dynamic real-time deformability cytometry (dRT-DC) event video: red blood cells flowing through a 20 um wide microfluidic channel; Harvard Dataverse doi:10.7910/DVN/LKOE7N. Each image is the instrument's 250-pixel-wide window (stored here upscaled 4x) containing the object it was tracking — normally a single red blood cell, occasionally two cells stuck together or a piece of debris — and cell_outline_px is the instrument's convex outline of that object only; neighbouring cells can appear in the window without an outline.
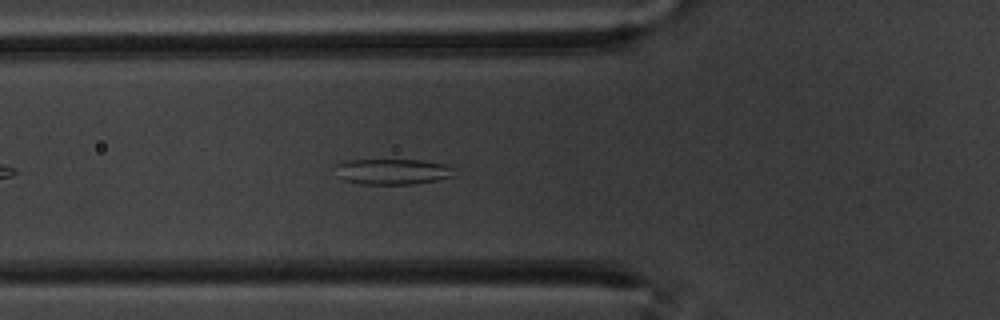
{"species": "common noctule bat (a hibernating species)", "species_latin": "Nyctalus noctula", "temperature_condition": "warm", "stored_images_in_passage": 45, "camera_frame_rate_fps": 3000, "um_per_image_px": 0.085, "animal": {"sex": "male", "body_mass_g": 20.1, "forearm_length_mm": 53.5}, "frame": {"image": 1, "passage_image": 8, "time_ms": 2.333, "image_size_px": [1000, 320], "cell_outline_px": [[456, 176], [436, 180], [412, 184], [364, 184], [344, 180], [336, 176], [336, 164], [348, 160], [420, 160], [448, 164], [452, 168]], "centroid_in_image_um": [33.38, 14.58], "position_along_channel_um": 92.4, "area_um2": 17.86}}
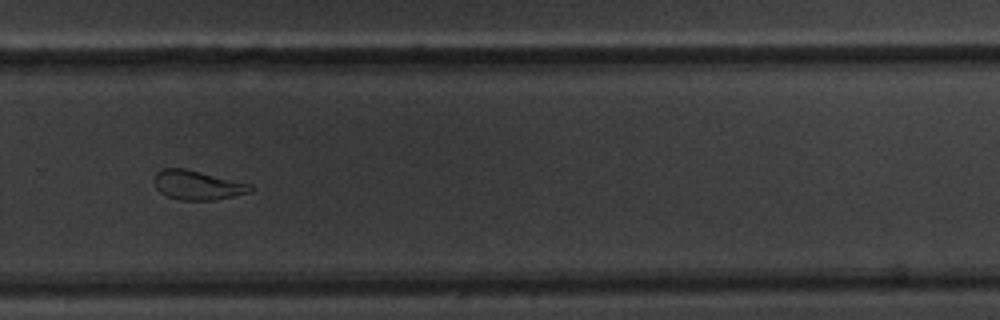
{"frame": {"image": 2, "passage_image": 27, "time_ms": 8.667, "image_size_px": [1000, 320], "cell_outline_px": [[252, 192], [212, 200], [180, 200], [168, 196], [160, 192], [156, 188], [152, 180], [156, 172], [164, 168], [184, 168], [252, 184]], "centroid_in_image_um": [16.76, 15.73], "position_along_channel_um": 313.0, "area_um2": 16.42}}
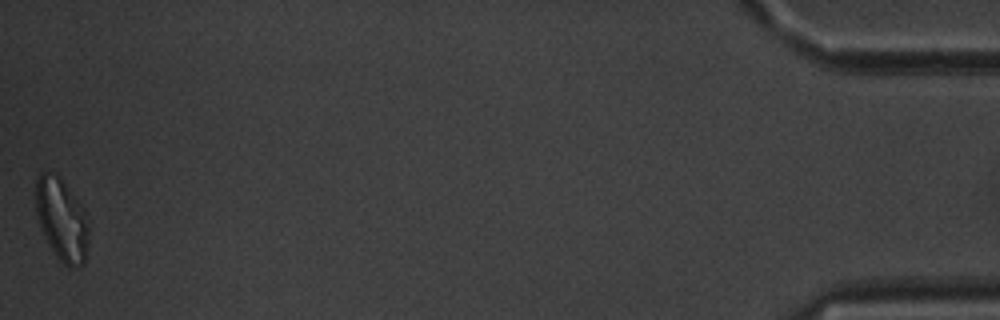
{"frame": {"image": 3, "passage_image": 45, "time_ms": 14.667, "image_size_px": [1000, 320], "cell_outline_px": [[88, 244], [84, 264], [76, 268], [68, 268], [56, 256], [48, 244], [44, 236], [36, 212], [36, 180], [40, 172], [48, 172], [60, 176], [84, 208], [88, 220]], "centroid_in_image_um": [5.27, 18.68], "position_along_channel_um": 429.9, "area_um2": 25.66}, "authors_computed_cell_mechanics": {"area_um2": 17.9758, "velocity_mm_per_s": 3.4767, "shape_relaxation_time_tau1_ms": 8.9731, "shape_relaxation_time_tau2_ms": 3.0006, "deformation_change_tau1": 0.1809, "deformation_change_tau2": 0.0822}}